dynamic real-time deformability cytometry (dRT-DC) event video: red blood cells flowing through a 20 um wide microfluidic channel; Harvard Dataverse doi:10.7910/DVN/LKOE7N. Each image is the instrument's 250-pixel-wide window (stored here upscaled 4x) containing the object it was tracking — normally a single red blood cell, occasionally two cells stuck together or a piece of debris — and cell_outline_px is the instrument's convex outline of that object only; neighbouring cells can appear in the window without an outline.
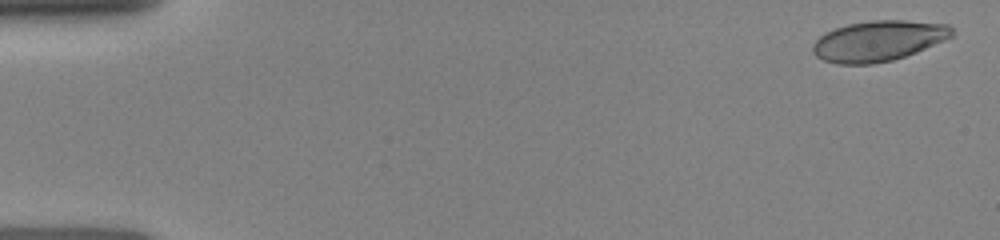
{"species": "human", "species_latin": "Homo sapiens", "temperature_condition": "room temperature", "stored_images_in_passage": 22, "camera_frame_rate_fps": 3000, "um_per_image_px": 0.085, "donor": {"sex": "female"}, "frame": {"image": 1, "passage_image": 1, "time_ms": 0.0, "image_size_px": [1000, 240], "cell_outline_px": [[952, 36], [944, 40], [916, 52], [892, 60], [872, 64], [836, 64], [824, 60], [816, 56], [812, 52], [812, 44], [820, 36], [836, 28], [848, 24], [872, 20], [904, 20], [948, 24], [952, 28]], "centroid_in_image_um": [74.64, 3.48], "position_along_channel_um": 10.4, "area_um2": 32.66}}
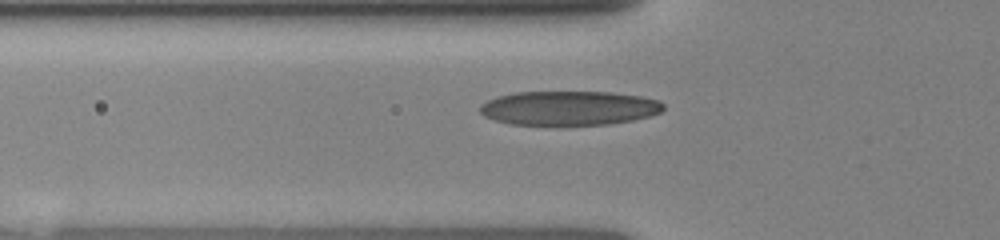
{"frame": {"image": 2, "passage_image": 13, "time_ms": 5.0, "image_size_px": [1000, 240], "cell_outline_px": [[664, 108], [660, 112], [648, 116], [632, 120], [608, 124], [512, 124], [496, 120], [484, 116], [480, 112], [480, 104], [496, 96], [516, 92], [612, 92], [640, 96], [660, 100], [664, 104]], "centroid_in_image_um": [48.37, 9.17], "position_along_channel_um": 77.4, "area_um2": 36.41}}
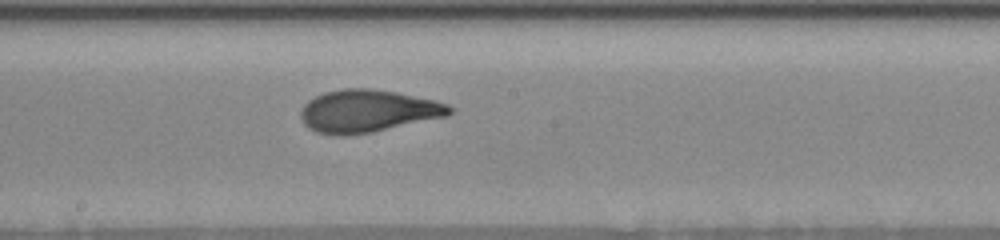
{"frame": {"image": 3, "passage_image": 22, "time_ms": 8.333, "image_size_px": [1000, 240], "cell_outline_px": [[456, 108], [448, 116], [372, 132], [344, 136], [316, 132], [308, 128], [304, 124], [300, 116], [300, 112], [304, 104], [308, 100], [324, 92], [344, 88], [368, 88], [396, 92], [436, 100], [448, 104]], "centroid_in_image_um": [31.28, 9.43], "position_along_channel_um": 216.9, "area_um2": 37.05}}